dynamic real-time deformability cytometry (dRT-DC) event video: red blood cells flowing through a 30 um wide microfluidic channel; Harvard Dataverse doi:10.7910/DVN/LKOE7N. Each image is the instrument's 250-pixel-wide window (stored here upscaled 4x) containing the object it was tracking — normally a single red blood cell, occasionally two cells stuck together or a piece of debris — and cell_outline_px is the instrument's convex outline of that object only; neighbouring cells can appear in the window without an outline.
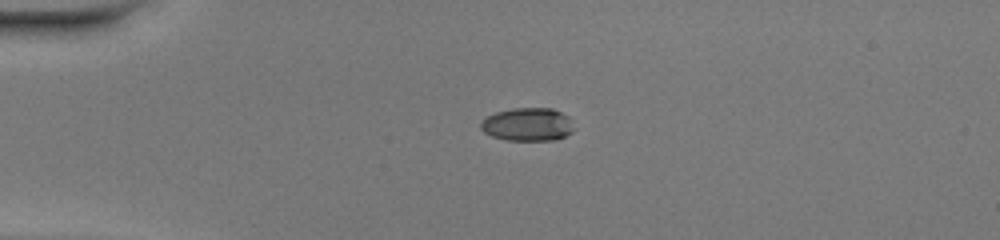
{"species": "common noctule bat (a hibernating species)", "species_latin": "Nyctalus noctula", "temperature_condition": "warm", "stored_images_in_passage": 38, "camera_frame_rate_fps": 3000, "um_per_image_px": 0.085, "animal": {"sex": "female", "body_mass_g": 20.0, "forearm_length_mm": 54.0}, "frame": {"image": 1, "passage_image": 1, "time_ms": 0.0, "image_size_px": [1000, 240], "cell_outline_px": [[572, 132], [556, 140], [508, 140], [492, 136], [484, 132], [480, 128], [480, 120], [496, 112], [512, 108], [552, 108], [568, 116], [572, 128]], "centroid_in_image_um": [44.81, 10.57], "position_along_channel_um": 40.2, "area_um2": 17.92}}
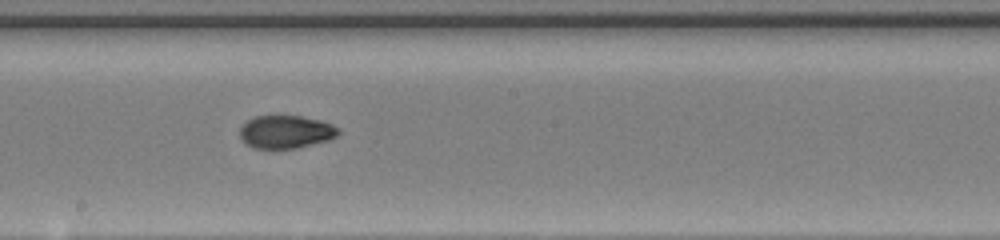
{"frame": {"image": 2, "passage_image": 17, "time_ms": 5.333, "image_size_px": [1000, 240], "cell_outline_px": [[340, 132], [336, 136], [328, 140], [296, 148], [252, 148], [244, 144], [240, 140], [240, 128], [248, 120], [256, 116], [300, 116], [320, 120], [332, 124]], "centroid_in_image_um": [24.25, 11.21], "position_along_channel_um": 223.9, "area_um2": 18.84}}
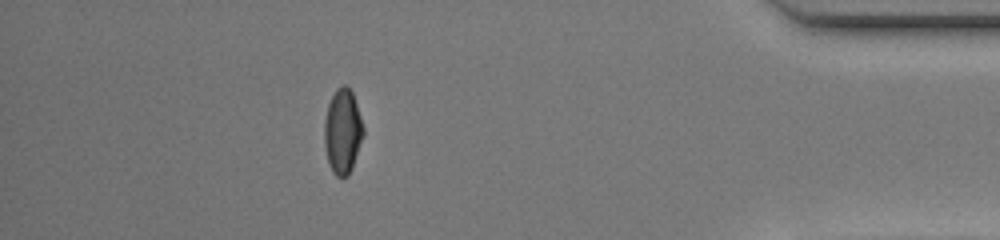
{"frame": {"image": 3, "passage_image": 33, "time_ms": 10.667, "image_size_px": [1000, 240], "cell_outline_px": [[364, 136], [352, 168], [348, 176], [336, 176], [332, 172], [328, 164], [324, 144], [324, 120], [328, 104], [336, 88], [344, 84], [352, 92], [364, 128]], "centroid_in_image_um": [29.11, 11.19], "position_along_channel_um": 406.1, "area_um2": 19.36}, "authors_computed_cell_mechanics": {"area_um2": 19.1607, "velocity_mm_per_s": 4.2173, "shape_relaxation_time_tau1_ms": null, "shape_relaxation_time_tau2_ms": 1.2582, "deformation_change_tau1": null, "deformation_change_tau2": 0.0447}}